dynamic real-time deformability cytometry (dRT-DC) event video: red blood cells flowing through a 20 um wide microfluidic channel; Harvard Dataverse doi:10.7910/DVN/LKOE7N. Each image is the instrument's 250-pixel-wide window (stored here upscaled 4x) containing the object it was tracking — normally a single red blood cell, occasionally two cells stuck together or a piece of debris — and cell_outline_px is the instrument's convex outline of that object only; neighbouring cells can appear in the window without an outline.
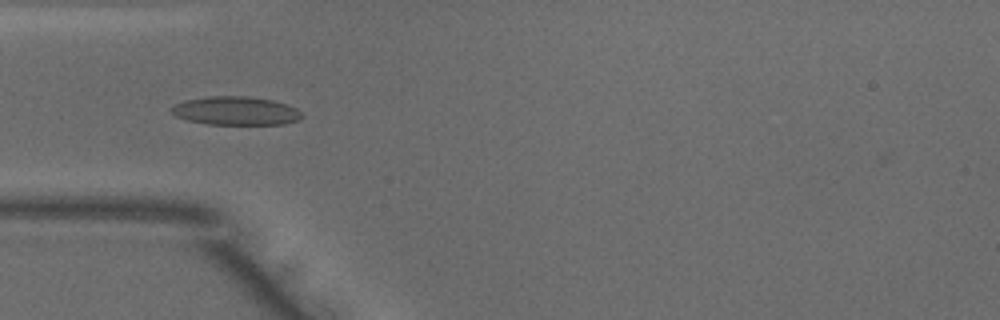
{"species": "common noctule bat (a hibernating species)", "species_latin": "Nyctalus noctula", "temperature_condition": "warm", "stored_images_in_passage": 21, "camera_frame_rate_fps": 3000, "um_per_image_px": 0.085, "animal": {"sex": "male", "body_mass_g": 18.8}, "frame": {"image": 1, "passage_image": 15, "time_ms": 4.667, "image_size_px": [1000, 320], "cell_outline_px": [[304, 116], [300, 120], [284, 124], [208, 124], [188, 120], [176, 116], [168, 108], [184, 100], [208, 96], [248, 96], [272, 100], [288, 104], [296, 108]], "centroid_in_image_um": [20.06, 9.41], "position_along_channel_um": 64.9, "area_um2": 21.79}}
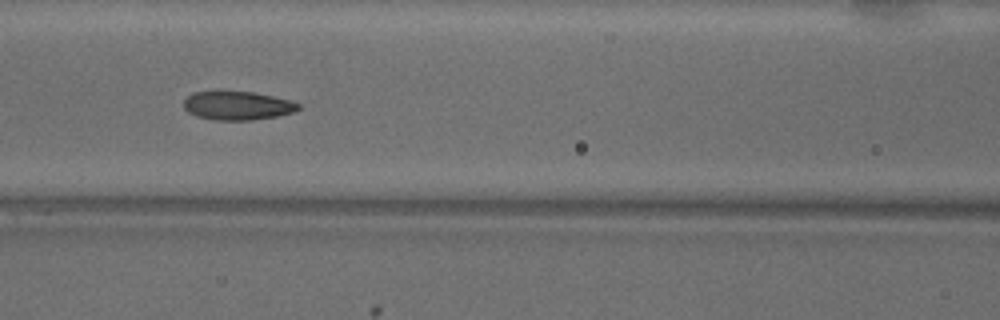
{"frame": {"image": 2, "passage_image": 21, "time_ms": 6.667, "image_size_px": [1000, 320], "cell_outline_px": [[300, 108], [296, 112], [276, 116], [252, 120], [216, 120], [196, 116], [188, 112], [184, 108], [184, 100], [192, 92], [252, 92], [292, 100], [300, 104]], "centroid_in_image_um": [20.21, 8.99], "position_along_channel_um": 146.4, "area_um2": 19.07}}